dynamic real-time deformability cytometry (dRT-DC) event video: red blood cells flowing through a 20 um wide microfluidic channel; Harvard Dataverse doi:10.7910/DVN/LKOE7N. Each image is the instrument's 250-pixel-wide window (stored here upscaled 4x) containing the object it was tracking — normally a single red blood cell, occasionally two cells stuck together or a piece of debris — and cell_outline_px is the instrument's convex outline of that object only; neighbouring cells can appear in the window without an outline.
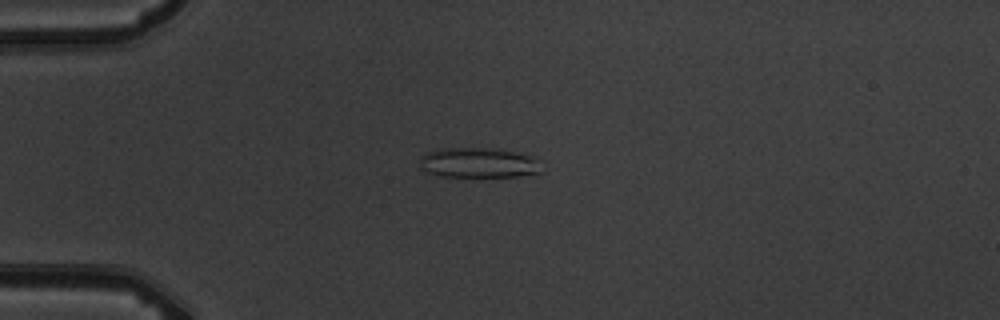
{"species": "common noctule bat (a hibernating species)", "species_latin": "Nyctalus noctula", "temperature_condition": "warm", "stored_images_in_passage": 5, "camera_frame_rate_fps": 3000, "um_per_image_px": 0.085, "animal": {"sex": "male", "body_mass_g": 19.5, "forearm_length_mm": 54.6}, "frame": {"image": 1, "passage_image": 4, "time_ms": 3.333, "image_size_px": [1000, 320], "cell_outline_px": [[540, 172], [536, 176], [440, 176], [428, 172], [420, 164], [420, 156], [428, 152], [440, 148], [492, 148], [516, 152], [536, 156]], "centroid_in_image_um": [40.73, 13.83], "position_along_channel_um": 44.3, "area_um2": 21.39}}